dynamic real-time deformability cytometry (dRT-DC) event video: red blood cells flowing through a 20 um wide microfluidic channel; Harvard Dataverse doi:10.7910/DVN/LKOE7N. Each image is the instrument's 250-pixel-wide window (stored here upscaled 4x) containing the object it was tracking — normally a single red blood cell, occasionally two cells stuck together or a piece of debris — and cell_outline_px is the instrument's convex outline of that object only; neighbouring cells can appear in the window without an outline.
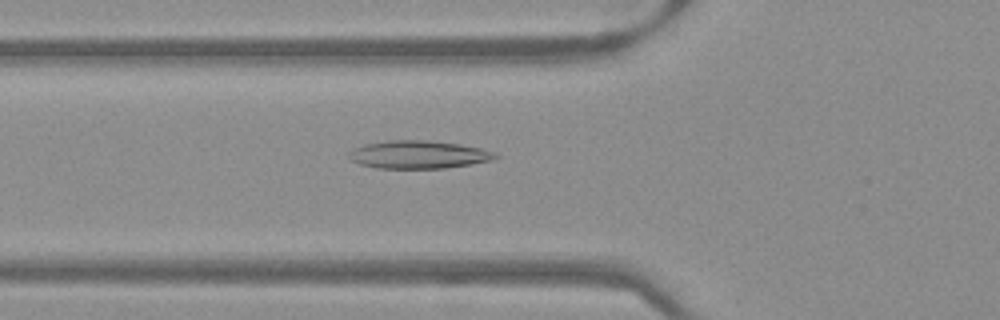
{"species": "Egyptian fruit bat (a non-hibernating species)", "species_latin": "Rousettus aegyptiacus", "temperature_condition": "warm", "stored_images_in_passage": 46, "camera_frame_rate_fps": 3000, "um_per_image_px": 0.085, "frame": {"image": 1, "passage_image": 14, "time_ms": 4.333, "image_size_px": [1000, 320], "cell_outline_px": [[500, 156], [492, 160], [472, 164], [444, 168], [376, 168], [360, 164], [352, 160], [348, 156], [348, 152], [352, 148], [364, 144], [388, 140], [424, 140], [460, 144], [480, 148], [496, 152]], "centroid_in_image_um": [35.57, 13.14], "position_along_channel_um": 90.2, "area_um2": 23.93}}
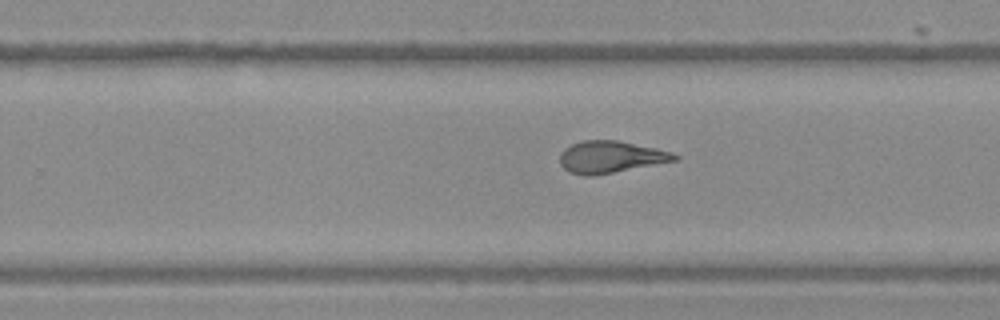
{"frame": {"image": 2, "passage_image": 28, "time_ms": 9.0, "image_size_px": [1000, 320], "cell_outline_px": [[680, 160], [592, 176], [584, 176], [568, 172], [560, 164], [560, 152], [564, 148], [580, 140], [616, 140], [656, 148], [672, 152], [680, 156]], "centroid_in_image_um": [51.9, 13.34], "position_along_channel_um": 277.9, "area_um2": 21.56}}
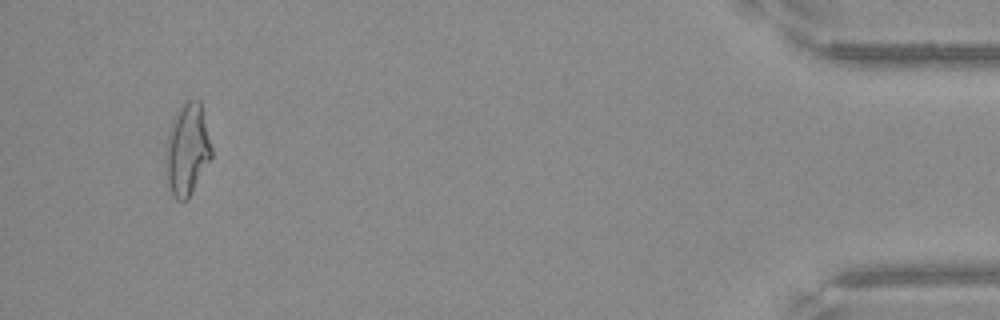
{"frame": {"image": 3, "passage_image": 44, "time_ms": 14.333, "image_size_px": [1000, 320], "cell_outline_px": [[212, 156], [188, 200], [176, 200], [168, 184], [164, 160], [164, 144], [172, 120], [180, 104], [184, 100], [200, 100], [212, 148]], "centroid_in_image_um": [15.88, 12.69], "position_along_channel_um": 419.3, "area_um2": 24.91}}